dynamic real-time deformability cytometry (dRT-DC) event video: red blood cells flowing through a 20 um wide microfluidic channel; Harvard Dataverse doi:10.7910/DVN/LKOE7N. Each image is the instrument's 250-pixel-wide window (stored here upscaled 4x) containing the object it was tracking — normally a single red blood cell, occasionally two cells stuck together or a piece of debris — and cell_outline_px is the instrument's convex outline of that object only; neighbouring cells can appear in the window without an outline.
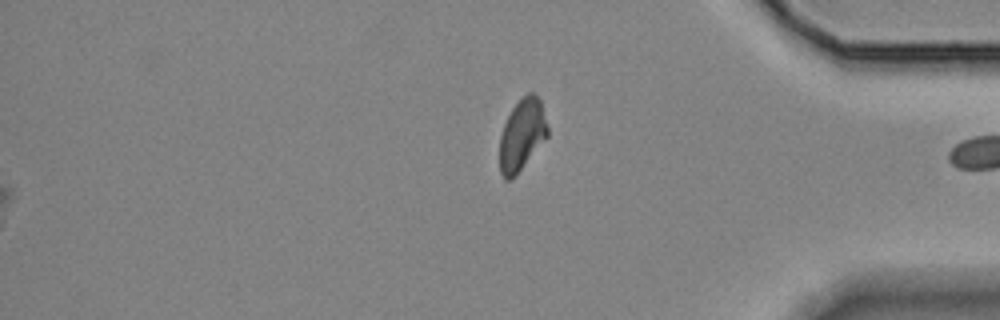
{"species": "Egyptian fruit bat (a non-hibernating species)", "species_latin": "Rousettus aegyptiacus", "temperature_condition": "room temperature", "stored_images_in_passage": 43, "segment_of_instrument_passage": [2, 2], "camera_frame_rate_fps": 3000, "um_per_image_px": 0.085, "animal": {"sex": "female"}, "frame": {"image": 1, "passage_image": 43, "time_ms": 14.0, "image_size_px": [1000, 320], "cell_outline_px": [[548, 136], [512, 180], [504, 180], [500, 172], [500, 136], [504, 124], [512, 108], [528, 92], [532, 92], [540, 100], [548, 128]], "centroid_in_image_um": [44.36, 11.49], "position_along_channel_um": 390.8, "area_um2": 19.77}}